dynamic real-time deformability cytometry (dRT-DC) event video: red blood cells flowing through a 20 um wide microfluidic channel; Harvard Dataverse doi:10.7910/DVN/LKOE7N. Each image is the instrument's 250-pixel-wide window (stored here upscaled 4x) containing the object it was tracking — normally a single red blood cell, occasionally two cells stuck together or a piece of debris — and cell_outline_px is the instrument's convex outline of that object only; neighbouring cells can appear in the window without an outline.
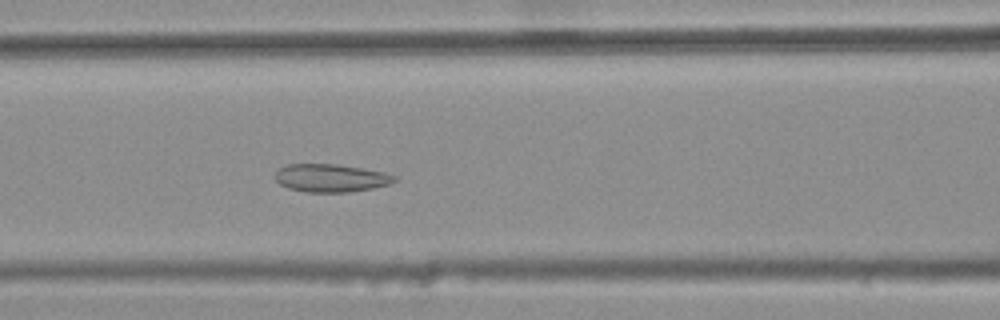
{"species": "common noctule bat (a hibernating species)", "species_latin": "Nyctalus noctula", "temperature_condition": "warm", "stored_images_in_passage": 32, "camera_frame_rate_fps": 3000, "um_per_image_px": 0.085, "animal": {"sex": "female", "body_mass_g": 25.1}, "frame": {"image": 1, "passage_image": 9, "time_ms": 2.667, "image_size_px": [1000, 320], "cell_outline_px": [[396, 180], [388, 184], [372, 188], [348, 192], [304, 192], [288, 188], [280, 184], [272, 176], [280, 168], [288, 164], [336, 164], [384, 172], [396, 176]], "centroid_in_image_um": [28.07, 15.13], "position_along_channel_um": 138.5, "area_um2": 19.36}}
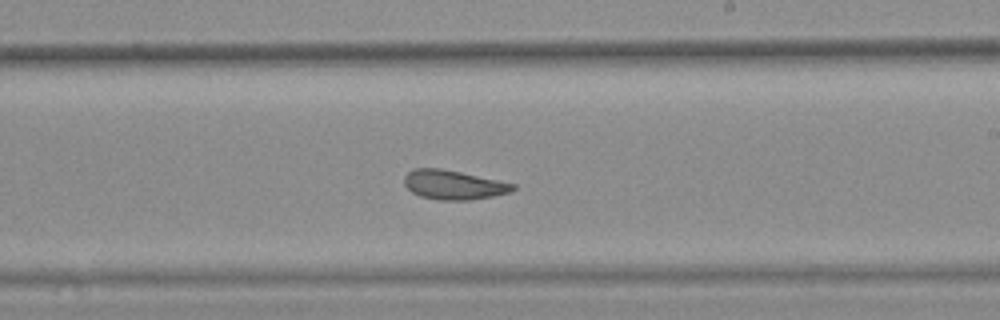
{"frame": {"image": 2, "passage_image": 18, "time_ms": 5.667, "image_size_px": [1000, 320], "cell_outline_px": [[516, 188], [508, 192], [492, 196], [468, 200], [440, 200], [420, 196], [412, 192], [404, 184], [404, 176], [412, 168], [440, 168], [460, 172], [516, 184]], "centroid_in_image_um": [38.51, 15.7], "position_along_channel_um": 250.5, "area_um2": 18.38}}
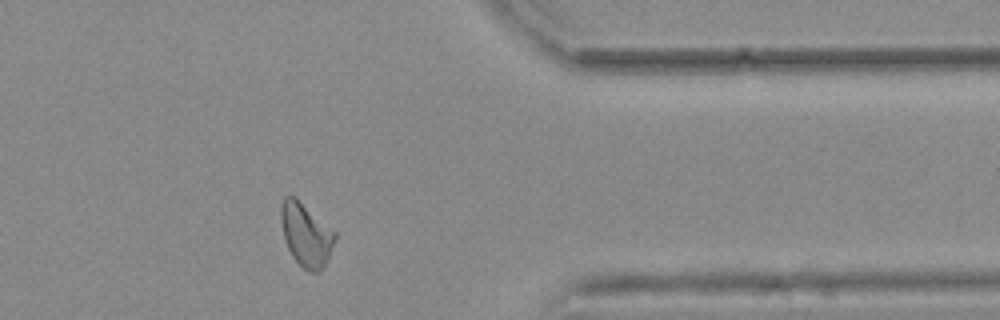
{"frame": {"image": 3, "passage_image": 30, "time_ms": 9.667, "image_size_px": [1000, 320], "cell_outline_px": [[336, 236], [324, 268], [320, 272], [308, 272], [292, 256], [284, 240], [280, 220], [280, 208], [284, 196], [296, 196], [336, 232]], "centroid_in_image_um": [26.0, 19.93], "position_along_channel_um": 385.4, "area_um2": 20.06}, "authors_computed_cell_mechanics": {"area_um2": 18.9584, "velocity_mm_per_s": 3.7429, "shape_relaxation_time_tau1_ms": null, "shape_relaxation_time_tau2_ms": 1.7792, "deformation_change_tau1": null, "deformation_change_tau2": 0.0865}}